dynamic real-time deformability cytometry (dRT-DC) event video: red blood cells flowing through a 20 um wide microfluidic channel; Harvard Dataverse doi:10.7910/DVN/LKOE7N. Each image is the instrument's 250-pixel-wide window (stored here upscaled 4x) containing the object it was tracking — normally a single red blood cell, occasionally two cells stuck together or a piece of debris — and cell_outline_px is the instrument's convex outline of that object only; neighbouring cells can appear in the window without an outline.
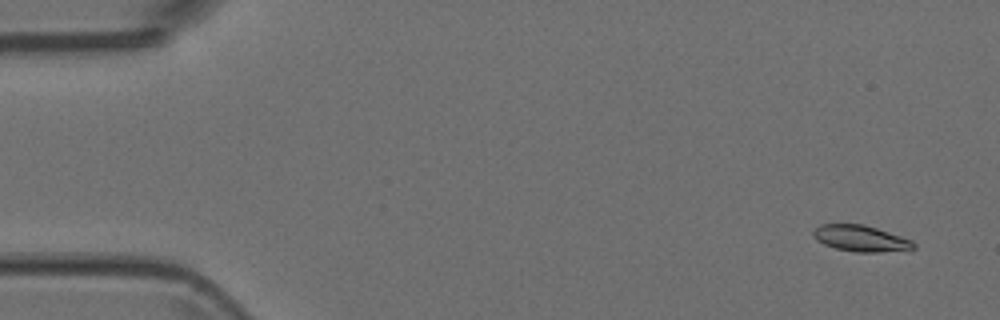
{"species": "Egyptian fruit bat (a non-hibernating species)", "species_latin": "Rousettus aegyptiacus", "temperature_condition": "room temperature", "stored_images_in_passage": 4, "camera_frame_rate_fps": 3000, "um_per_image_px": 0.085, "animal": {"sex": "female"}, "frame": {"image": 1, "passage_image": 1, "time_ms": 0.0, "image_size_px": [1000, 320], "cell_outline_px": [[916, 248], [908, 252], [856, 252], [836, 248], [824, 244], [816, 240], [812, 236], [812, 232], [820, 224], [864, 224], [912, 240], [916, 244]], "centroid_in_image_um": [73.23, 20.29], "position_along_channel_um": 11.8, "area_um2": 15.61}}
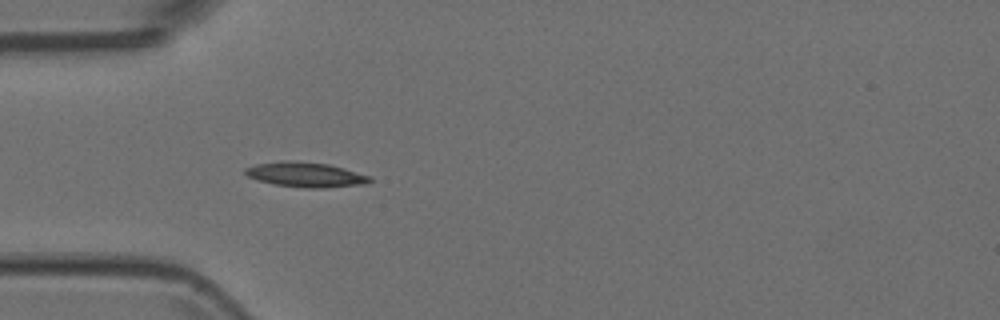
{"frame": {"image": 2, "passage_image": 4, "time_ms": 1.0, "image_size_px": [1000, 320], "cell_outline_px": [[372, 180], [364, 184], [324, 188], [308, 188], [276, 184], [256, 180], [248, 176], [244, 172], [244, 168], [256, 164], [280, 160], [288, 160], [328, 164], [344, 168], [372, 176]], "centroid_in_image_um": [25.97, 14.83], "position_along_channel_um": 59.0, "area_um2": 18.09}}